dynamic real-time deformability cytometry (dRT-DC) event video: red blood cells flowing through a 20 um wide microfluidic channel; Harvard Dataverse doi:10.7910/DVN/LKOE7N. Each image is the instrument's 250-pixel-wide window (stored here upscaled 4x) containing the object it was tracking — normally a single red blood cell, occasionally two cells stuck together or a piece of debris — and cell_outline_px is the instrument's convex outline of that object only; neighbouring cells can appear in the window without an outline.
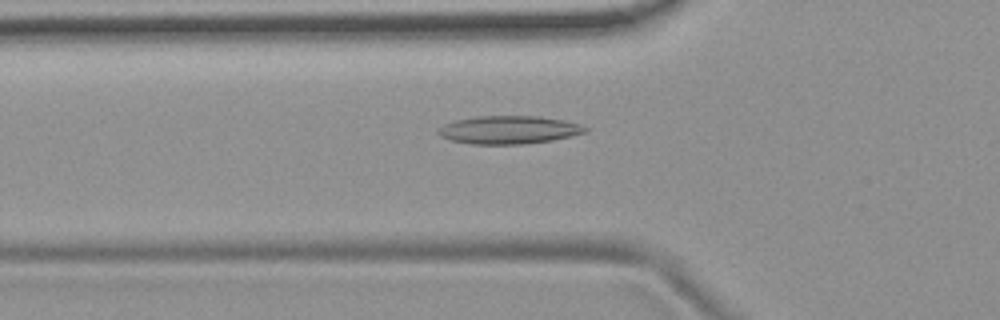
{"species": "common noctule bat (a hibernating species)", "species_latin": "Nyctalus noctula", "temperature_condition": "room temperature", "stored_images_in_passage": 53, "camera_frame_rate_fps": 3000, "um_per_image_px": 0.085, "animal": {"sex": "female", "body_mass_g": 19.9}, "frame": {"image": 1, "passage_image": 18, "time_ms": 5.667, "image_size_px": [1000, 320], "cell_outline_px": [[588, 132], [552, 140], [524, 144], [472, 144], [452, 140], [440, 136], [436, 132], [444, 124], [456, 120], [476, 116], [540, 116], [564, 120], [580, 124], [588, 128]], "centroid_in_image_um": [43.27, 11.03], "position_along_channel_um": 82.5, "area_um2": 24.04}}
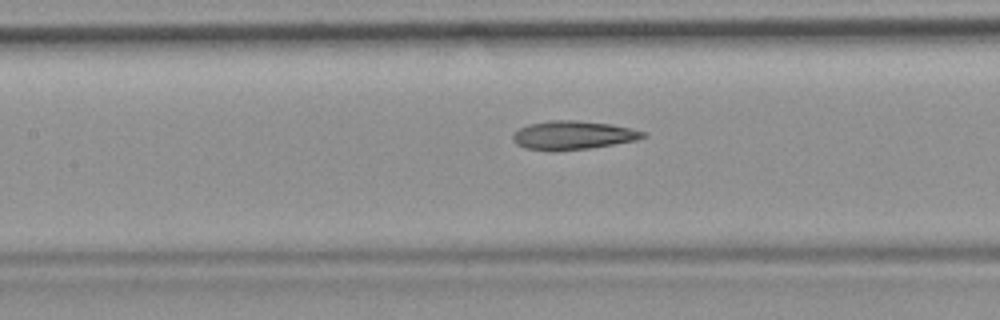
{"frame": {"image": 2, "passage_image": 24, "time_ms": 7.667, "image_size_px": [1000, 320], "cell_outline_px": [[648, 136], [636, 140], [588, 148], [556, 152], [548, 152], [524, 148], [516, 144], [512, 140], [512, 136], [520, 128], [528, 124], [548, 120], [576, 120], [608, 124], [632, 128], [644, 132]], "centroid_in_image_um": [48.65, 11.51], "position_along_channel_um": 158.8, "area_um2": 21.91}}
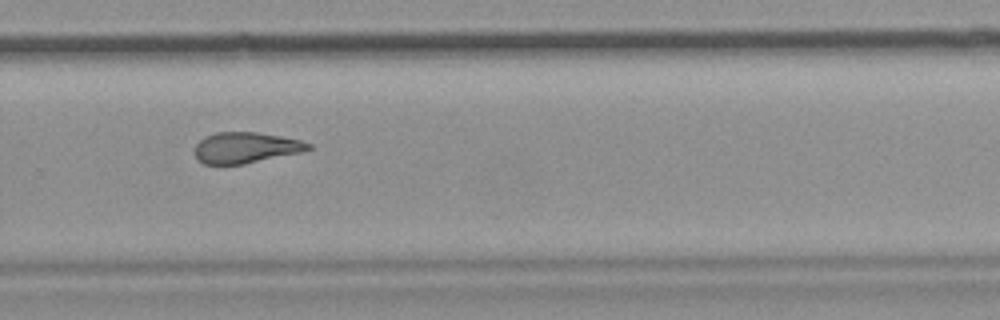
{"frame": {"image": 3, "passage_image": 36, "time_ms": 11.667, "image_size_px": [1000, 320], "cell_outline_px": [[312, 148], [300, 152], [244, 164], [204, 164], [196, 156], [196, 144], [204, 136], [216, 132], [256, 132], [280, 136], [300, 140], [312, 144]], "centroid_in_image_um": [20.89, 12.54], "position_along_channel_um": 308.9, "area_um2": 20.23}, "authors_computed_cell_mechanics": {"area_um2": 22.0218, "velocity_mm_per_s": 3.7738, "shape_relaxation_time_tau1_ms": null, "shape_relaxation_time_tau2_ms": 2.0581, "deformation_change_tau1": null, "deformation_change_tau2": 0.107}}